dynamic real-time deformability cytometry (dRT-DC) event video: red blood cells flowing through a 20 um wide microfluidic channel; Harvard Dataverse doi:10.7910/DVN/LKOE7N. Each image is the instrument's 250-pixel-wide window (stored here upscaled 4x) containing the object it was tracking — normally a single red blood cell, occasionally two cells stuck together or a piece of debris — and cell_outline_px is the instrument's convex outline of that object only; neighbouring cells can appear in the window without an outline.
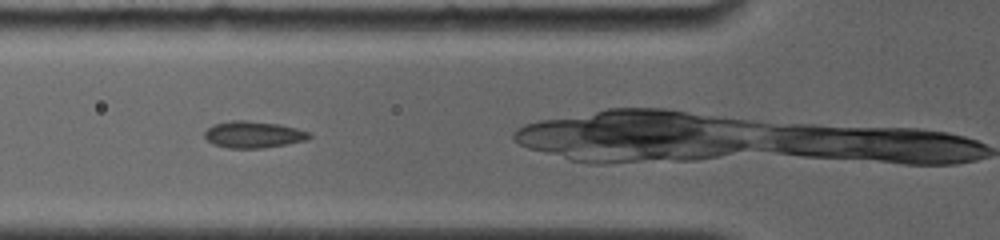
{"species": "common noctule bat (a hibernating species)", "species_latin": "Nyctalus noctula", "temperature_condition": "room temperature", "stored_images_in_passage": 11, "camera_frame_rate_fps": 4000, "um_per_image_px": 0.085, "animal": {"sex": "female", "body_mass_g": 19.0, "forearm_length_mm": 56.7}, "frame": {"image": 1, "passage_image": 2, "time_ms": 0.75, "image_size_px": [1000, 240], "cell_outline_px": [[312, 136], [308, 140], [264, 148], [228, 148], [212, 144], [204, 136], [204, 132], [212, 124], [232, 120], [244, 120], [280, 124], [296, 128], [308, 132]], "centroid_in_image_um": [21.52, 11.43], "position_along_channel_um": 104.3, "area_um2": 16.36}}
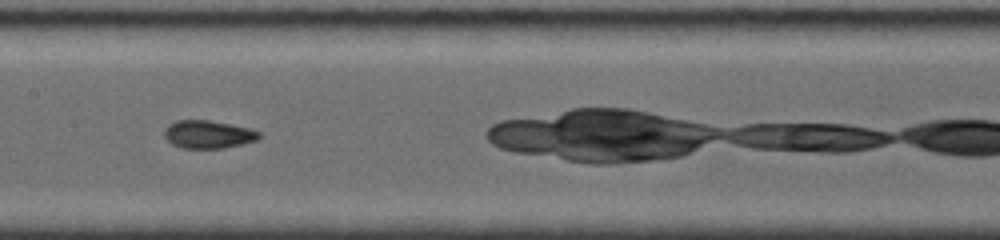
{"frame": {"image": 2, "passage_image": 5, "time_ms": 3.0, "image_size_px": [1000, 240], "cell_outline_px": [[264, 136], [256, 140], [224, 148], [180, 148], [172, 144], [164, 136], [164, 128], [168, 124], [176, 120], [208, 120], [248, 128], [260, 132]], "centroid_in_image_um": [17.67, 11.42], "position_along_channel_um": 189.7, "area_um2": 15.43}}
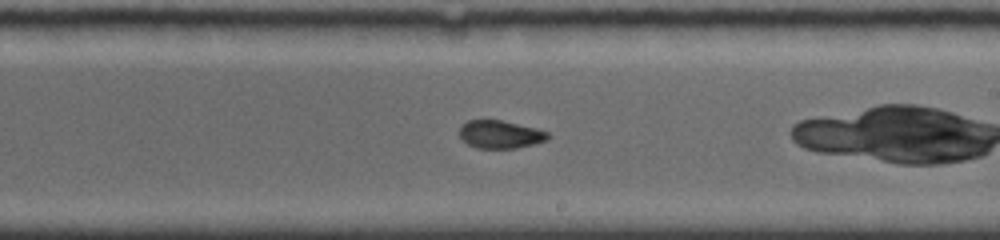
{"frame": {"image": 3, "passage_image": 7, "time_ms": 4.5, "image_size_px": [1000, 240], "cell_outline_px": [[552, 136], [548, 140], [516, 148], [476, 148], [460, 140], [460, 128], [468, 120], [500, 120], [536, 128], [548, 132]], "centroid_in_image_um": [42.53, 11.43], "position_along_channel_um": 246.5, "area_um2": 14.39}}